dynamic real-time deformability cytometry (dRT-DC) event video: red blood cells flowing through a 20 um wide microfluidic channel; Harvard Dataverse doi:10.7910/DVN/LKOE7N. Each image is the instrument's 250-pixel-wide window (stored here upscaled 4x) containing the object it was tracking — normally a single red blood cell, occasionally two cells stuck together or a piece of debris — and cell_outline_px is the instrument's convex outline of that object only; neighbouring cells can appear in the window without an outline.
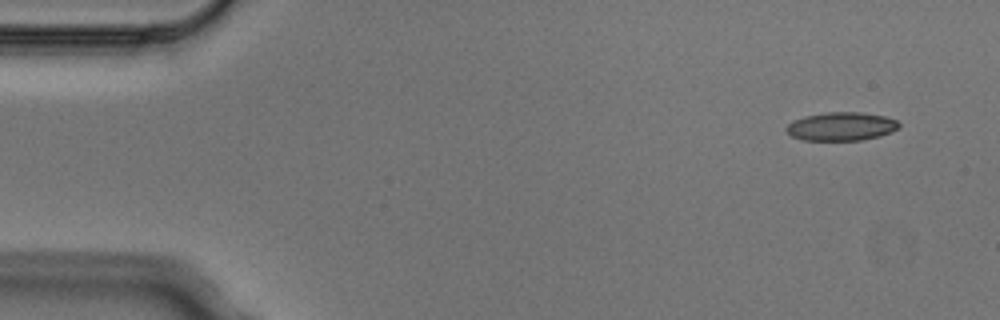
{"species": "Egyptian fruit bat (a non-hibernating species)", "species_latin": "Rousettus aegyptiacus", "temperature_condition": "cold", "stored_images_in_passage": 4, "camera_frame_rate_fps": 3000, "um_per_image_px": 0.085, "animal": {"sex": "male"}, "frame": {"image": 1, "passage_image": 1, "time_ms": 0.0, "image_size_px": [1000, 320], "cell_outline_px": [[900, 124], [892, 132], [880, 136], [860, 140], [804, 140], [792, 136], [784, 128], [792, 120], [804, 116], [824, 112], [864, 112], [884, 116], [896, 120]], "centroid_in_image_um": [71.49, 10.73], "position_along_channel_um": 13.5, "area_um2": 18.73}}
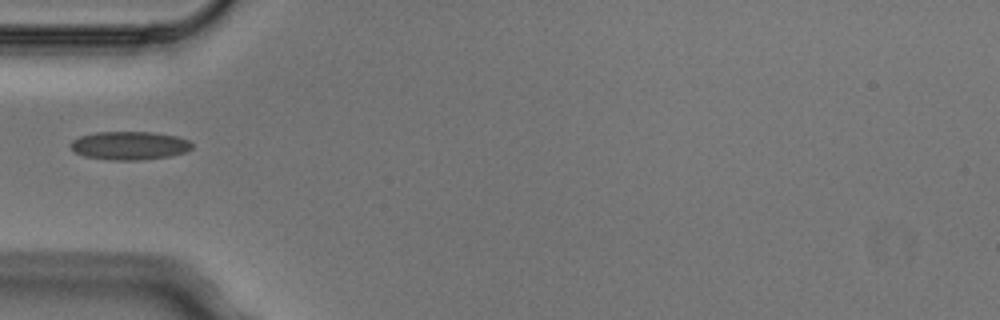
{"frame": {"image": 2, "passage_image": 4, "time_ms": 1.0, "image_size_px": [1000, 320], "cell_outline_px": [[192, 148], [184, 152], [168, 156], [144, 160], [112, 160], [84, 156], [76, 152], [68, 144], [72, 140], [80, 136], [96, 132], [152, 132], [176, 136], [188, 140], [192, 144]], "centroid_in_image_um": [10.99, 12.37], "position_along_channel_um": 74.0, "area_um2": 20.0}}